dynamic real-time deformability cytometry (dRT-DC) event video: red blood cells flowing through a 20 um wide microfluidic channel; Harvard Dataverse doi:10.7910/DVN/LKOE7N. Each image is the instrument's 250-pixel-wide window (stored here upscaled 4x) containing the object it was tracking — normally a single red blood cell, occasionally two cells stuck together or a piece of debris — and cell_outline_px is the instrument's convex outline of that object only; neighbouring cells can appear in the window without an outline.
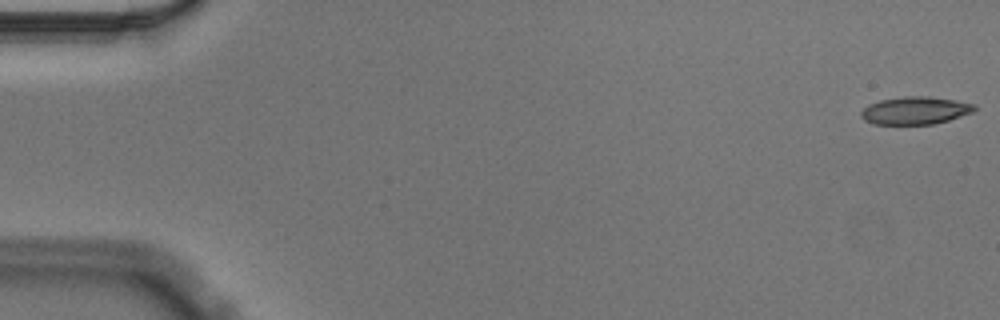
{"species": "Egyptian fruit bat (a non-hibernating species)", "species_latin": "Rousettus aegyptiacus", "temperature_condition": "cold", "stored_images_in_passage": 15, "camera_frame_rate_fps": 3000, "um_per_image_px": 0.085, "animal": {"sex": "male"}, "frame": {"image": 1, "passage_image": 1, "time_ms": 0.0, "image_size_px": [1000, 320], "cell_outline_px": [[976, 108], [972, 112], [948, 120], [932, 124], [872, 124], [864, 120], [860, 116], [860, 112], [868, 104], [880, 100], [904, 96], [928, 96], [976, 104]], "centroid_in_image_um": [77.75, 9.39], "position_along_channel_um": 7.3, "area_um2": 18.21}}
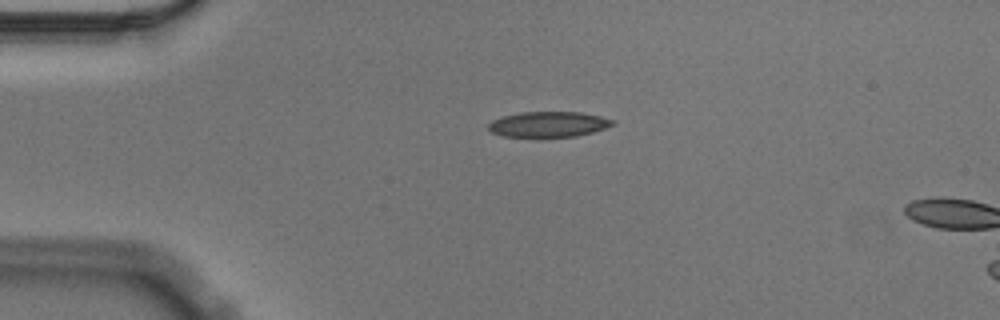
{"frame": {"image": 2, "passage_image": 13, "time_ms": 4.0, "image_size_px": [1000, 320], "cell_outline_px": [[616, 124], [592, 132], [576, 136], [540, 140], [536, 140], [504, 136], [492, 132], [488, 128], [488, 124], [492, 120], [504, 116], [520, 112], [580, 112], [600, 116], [616, 120]], "centroid_in_image_um": [46.61, 10.61], "position_along_channel_um": 38.4, "area_um2": 19.31}}